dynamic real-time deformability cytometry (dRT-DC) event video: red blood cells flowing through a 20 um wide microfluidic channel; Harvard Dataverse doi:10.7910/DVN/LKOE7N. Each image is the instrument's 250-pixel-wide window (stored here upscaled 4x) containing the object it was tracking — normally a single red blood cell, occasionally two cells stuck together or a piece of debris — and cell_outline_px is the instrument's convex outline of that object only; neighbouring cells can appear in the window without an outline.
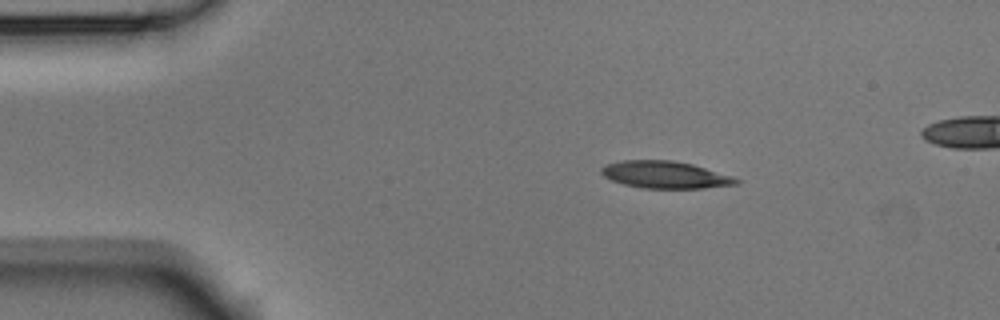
{"species": "Egyptian fruit bat (a non-hibernating species)", "species_latin": "Rousettus aegyptiacus", "temperature_condition": "room temperature", "stored_images_in_passage": 5, "camera_frame_rate_fps": 3000, "um_per_image_px": 0.085, "animal": {"sex": "male"}, "frame": {"image": 1, "passage_image": 1, "time_ms": 0.0, "image_size_px": [1000, 320], "cell_outline_px": [[740, 180], [736, 184], [704, 188], [644, 188], [624, 184], [612, 180], [604, 176], [600, 172], [600, 168], [608, 164], [624, 160], [672, 160], [692, 164], [732, 176]], "centroid_in_image_um": [56.53, 14.85], "position_along_channel_um": 28.5, "area_um2": 21.1}}
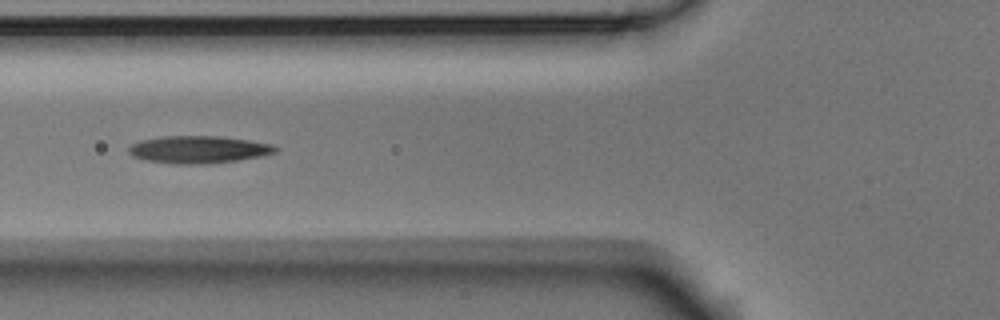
{"frame": {"image": 2, "passage_image": 4, "time_ms": 1.0, "image_size_px": [1000, 320], "cell_outline_px": [[280, 148], [276, 152], [260, 156], [236, 160], [208, 164], [172, 164], [144, 160], [132, 156], [128, 152], [128, 148], [132, 144], [140, 140], [164, 136], [220, 136], [248, 140], [272, 144]], "centroid_in_image_um": [16.85, 12.71], "position_along_channel_um": 108.9, "area_um2": 23.52}}
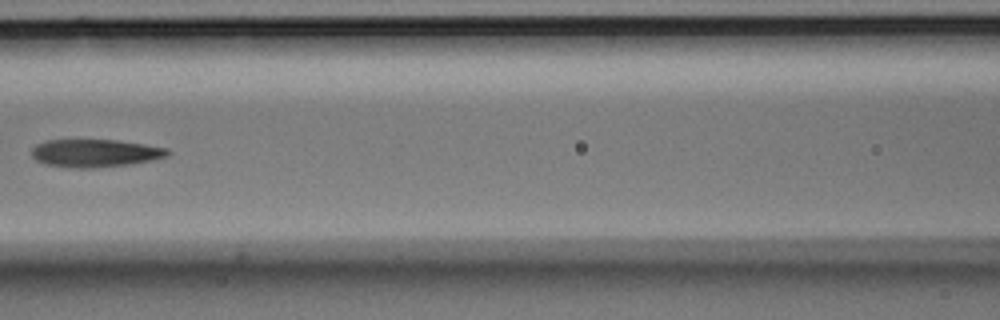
{"frame": {"image": 3, "passage_image": 5, "time_ms": 1.333, "image_size_px": [1000, 320], "cell_outline_px": [[172, 152], [168, 156], [152, 160], [132, 164], [92, 168], [68, 168], [44, 164], [36, 160], [32, 156], [32, 148], [36, 144], [48, 140], [116, 140], [144, 144], [168, 148]], "centroid_in_image_um": [8.1, 13.02], "position_along_channel_um": 158.5, "area_um2": 22.25}}